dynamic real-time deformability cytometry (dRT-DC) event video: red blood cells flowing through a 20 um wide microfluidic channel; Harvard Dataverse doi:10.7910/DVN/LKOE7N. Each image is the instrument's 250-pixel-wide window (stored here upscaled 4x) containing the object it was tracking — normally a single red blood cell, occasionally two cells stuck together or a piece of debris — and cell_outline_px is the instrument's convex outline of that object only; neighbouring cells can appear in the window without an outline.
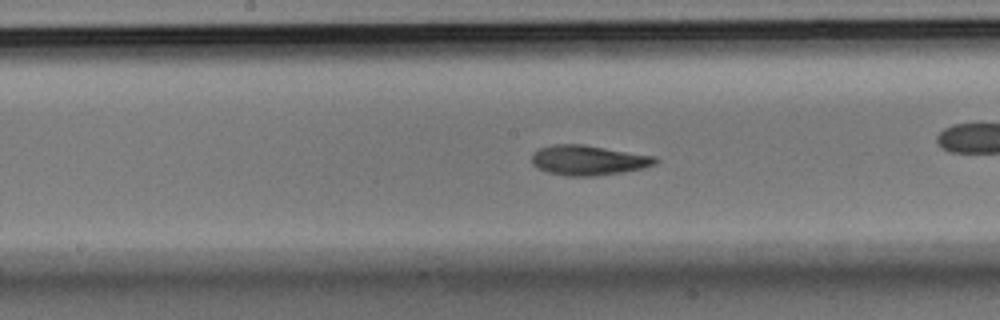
{"species": "Egyptian fruit bat (a non-hibernating species)", "species_latin": "Rousettus aegyptiacus", "temperature_condition": "room temperature", "stored_images_in_passage": 47, "camera_frame_rate_fps": 3000, "um_per_image_px": 0.085, "animal": {"sex": "male"}, "frame": {"image": 1, "passage_image": 27, "time_ms": 8.667, "image_size_px": [1000, 320], "cell_outline_px": [[660, 160], [656, 164], [644, 168], [624, 172], [596, 176], [564, 176], [548, 172], [536, 168], [532, 164], [532, 152], [540, 148], [556, 144], [584, 144], [656, 156]], "centroid_in_image_um": [50.03, 13.62], "position_along_channel_um": 198.2, "area_um2": 21.91}}
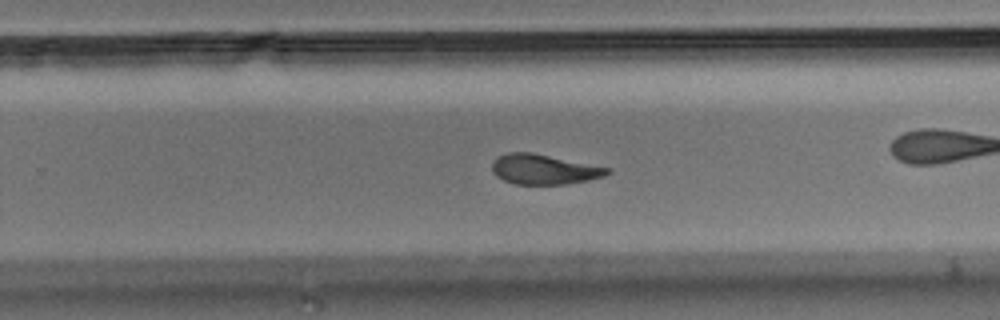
{"frame": {"image": 2, "passage_image": 34, "time_ms": 11.0, "image_size_px": [1000, 320], "cell_outline_px": [[612, 172], [604, 176], [588, 180], [564, 184], [516, 184], [504, 180], [496, 176], [492, 172], [492, 160], [496, 156], [508, 152], [532, 152], [612, 168]], "centroid_in_image_um": [46.23, 14.38], "position_along_channel_um": 283.6, "area_um2": 20.35}, "authors_computed_cell_mechanics": {"area_um2": 21.097, "velocity_mm_per_s": 3.6748, "shape_relaxation_time_tau1_ms": 4.6759, "shape_relaxation_time_tau2_ms": 2.6883, "deformation_change_tau1": 0.1726, "deformation_change_tau2": 0.094}}